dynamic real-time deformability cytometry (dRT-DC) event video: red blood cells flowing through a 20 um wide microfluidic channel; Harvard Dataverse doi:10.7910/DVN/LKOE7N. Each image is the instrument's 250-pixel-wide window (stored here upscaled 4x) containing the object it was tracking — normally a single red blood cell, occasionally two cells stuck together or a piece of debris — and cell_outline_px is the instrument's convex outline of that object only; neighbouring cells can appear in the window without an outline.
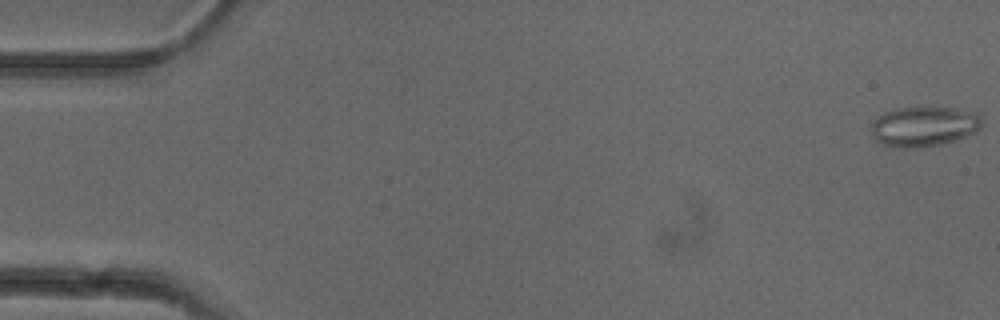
{"species": "common noctule bat (a hibernating species)", "species_latin": "Nyctalus noctula", "temperature_condition": "cold", "stored_images_in_passage": 51, "camera_frame_rate_fps": 3000, "um_per_image_px": 0.085, "animal": {"sex": "female"}, "frame": {"image": 1, "passage_image": 1, "time_ms": 0.0, "image_size_px": [1000, 320], "cell_outline_px": [[980, 128], [956, 140], [940, 144], [920, 148], [904, 148], [884, 144], [876, 140], [872, 136], [872, 124], [884, 112], [896, 108], [916, 104], [956, 108], [976, 112], [980, 116]], "centroid_in_image_um": [78.52, 10.69], "position_along_channel_um": 6.5, "area_um2": 26.24}}
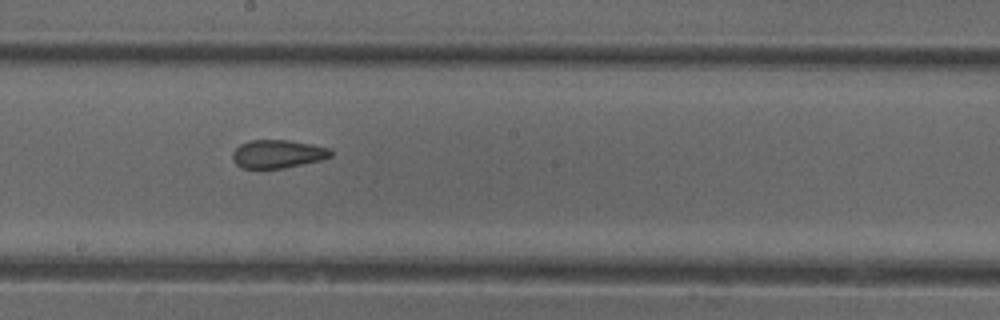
{"frame": {"image": 2, "passage_image": 29, "time_ms": 9.333, "image_size_px": [1000, 320], "cell_outline_px": [[332, 156], [320, 160], [284, 168], [244, 168], [236, 164], [232, 156], [232, 152], [240, 144], [252, 140], [288, 140], [312, 144], [332, 148]], "centroid_in_image_um": [23.63, 13.08], "position_along_channel_um": 224.6, "area_um2": 16.13}}
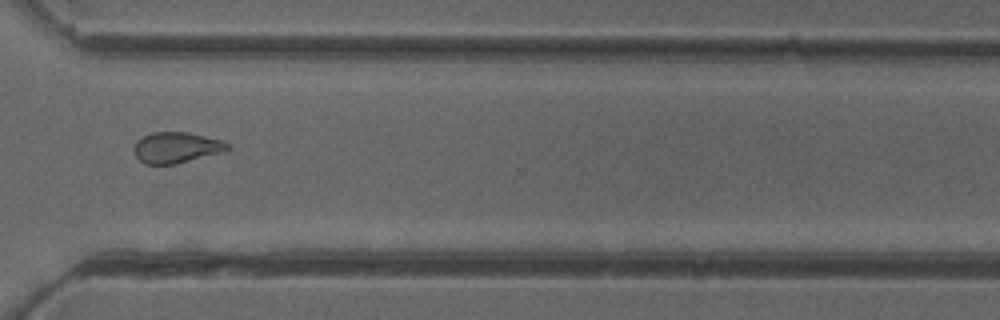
{"frame": {"image": 3, "passage_image": 39, "time_ms": 12.667, "image_size_px": [1000, 320], "cell_outline_px": [[232, 148], [220, 152], [176, 164], [144, 164], [136, 156], [136, 144], [144, 136], [152, 132], [184, 132], [204, 136], [220, 140], [228, 144]], "centroid_in_image_um": [15.0, 12.55], "position_along_channel_um": 355.6, "area_um2": 16.3}, "authors_computed_cell_mechanics": {"area_um2": 17.34, "velocity_mm_per_s": 3.9413, "shape_relaxation_time_tau1_ms": null, "shape_relaxation_time_tau2_ms": 1.6525, "deformation_change_tau1": null, "deformation_change_tau2": 0.0744}}